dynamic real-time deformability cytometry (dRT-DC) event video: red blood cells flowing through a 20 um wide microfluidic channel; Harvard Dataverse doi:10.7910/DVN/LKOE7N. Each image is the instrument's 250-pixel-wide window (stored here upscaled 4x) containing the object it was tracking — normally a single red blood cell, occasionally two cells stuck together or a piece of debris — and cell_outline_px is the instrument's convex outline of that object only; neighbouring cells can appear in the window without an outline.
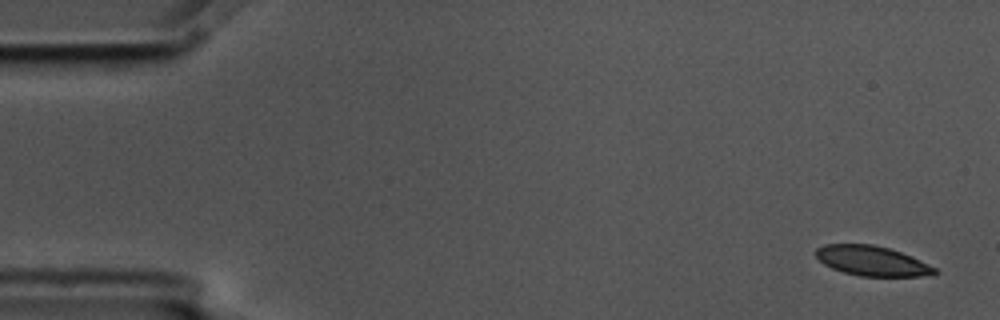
{"species": "common noctule bat (a hibernating species)", "species_latin": "Nyctalus noctula", "temperature_condition": "cold", "stored_images_in_passage": 4, "camera_frame_rate_fps": 3000, "um_per_image_px": 0.085, "animal": {"sex": "male", "body_mass_g": 17.5, "forearm_length_mm": 52.3}, "frame": {"image": 1, "passage_image": 1, "time_ms": 0.0, "image_size_px": [1000, 320], "cell_outline_px": [[940, 272], [936, 276], [860, 276], [844, 272], [832, 268], [824, 264], [816, 256], [816, 248], [824, 244], [872, 244], [888, 248], [912, 256], [936, 268]], "centroid_in_image_um": [74.17, 22.18], "position_along_channel_um": 10.8, "area_um2": 20.75}}
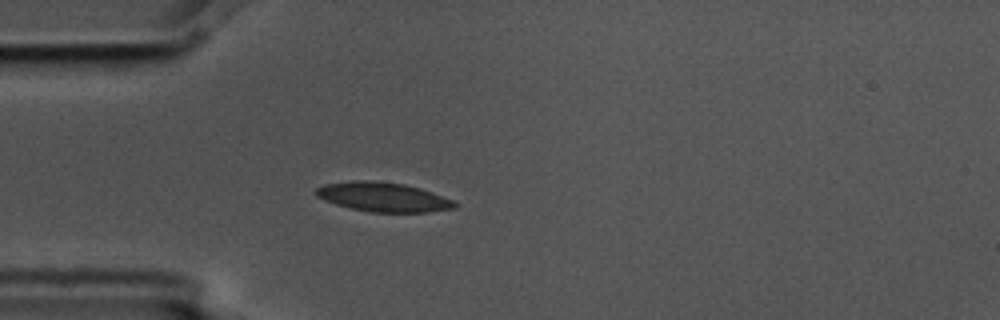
{"frame": {"image": 2, "passage_image": 4, "time_ms": 1.0, "image_size_px": [1000, 320], "cell_outline_px": [[456, 208], [428, 212], [368, 212], [336, 204], [324, 200], [316, 196], [312, 192], [316, 188], [324, 184], [352, 180], [372, 180], [404, 184], [420, 188], [456, 200]], "centroid_in_image_um": [32.56, 16.74], "position_along_channel_um": 52.4, "area_um2": 23.93}}